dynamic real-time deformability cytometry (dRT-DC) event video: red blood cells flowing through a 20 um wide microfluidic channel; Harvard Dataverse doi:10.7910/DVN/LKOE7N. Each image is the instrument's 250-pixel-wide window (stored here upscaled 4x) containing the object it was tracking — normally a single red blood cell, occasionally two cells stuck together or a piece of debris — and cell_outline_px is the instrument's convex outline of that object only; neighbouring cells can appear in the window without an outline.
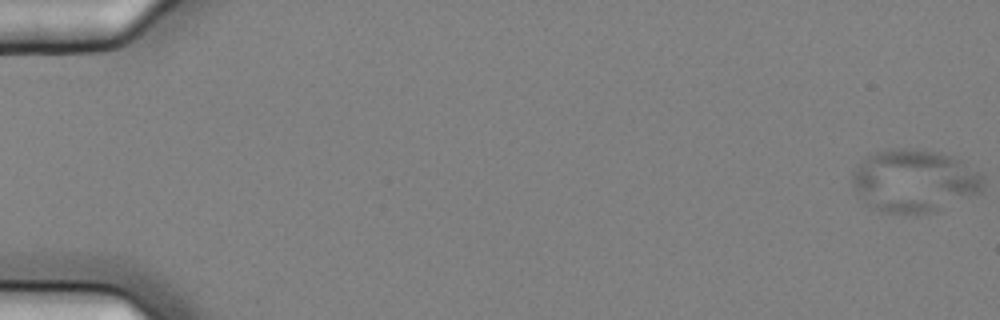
{"species": "common noctule bat (a hibernating species)", "species_latin": "Nyctalus noctula", "temperature_condition": "cold", "stored_images_in_passage": 5, "camera_frame_rate_fps": 3000, "um_per_image_px": 0.085, "animal": {"sex": "female", "body_mass_g": 25.1}, "frame": {"image": 1, "passage_image": 1, "time_ms": 0.0, "image_size_px": [1000, 320], "cell_outline_px": [[984, 192], [932, 212], [916, 216], [884, 212], [868, 204], [856, 188], [852, 180], [852, 172], [856, 164], [868, 156], [876, 152], [900, 148], [916, 148], [936, 152], [952, 156], [980, 172], [984, 176]], "centroid_in_image_um": [77.77, 15.38], "position_along_channel_um": 7.2, "area_um2": 48.03}}
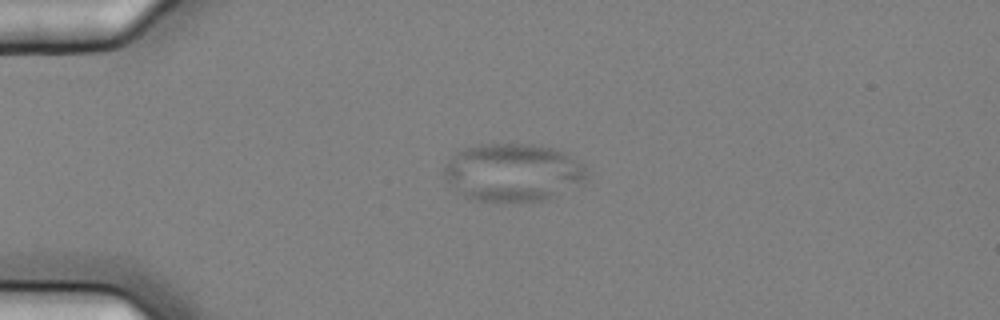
{"frame": {"image": 2, "passage_image": 5, "time_ms": 1.333, "image_size_px": [1000, 320], "cell_outline_px": [[584, 184], [548, 200], [476, 200], [464, 196], [444, 176], [444, 164], [456, 152], [464, 148], [480, 144], [532, 144], [552, 148], [564, 152], [584, 164]], "centroid_in_image_um": [43.63, 14.64], "position_along_channel_um": 41.4, "area_um2": 47.74}}